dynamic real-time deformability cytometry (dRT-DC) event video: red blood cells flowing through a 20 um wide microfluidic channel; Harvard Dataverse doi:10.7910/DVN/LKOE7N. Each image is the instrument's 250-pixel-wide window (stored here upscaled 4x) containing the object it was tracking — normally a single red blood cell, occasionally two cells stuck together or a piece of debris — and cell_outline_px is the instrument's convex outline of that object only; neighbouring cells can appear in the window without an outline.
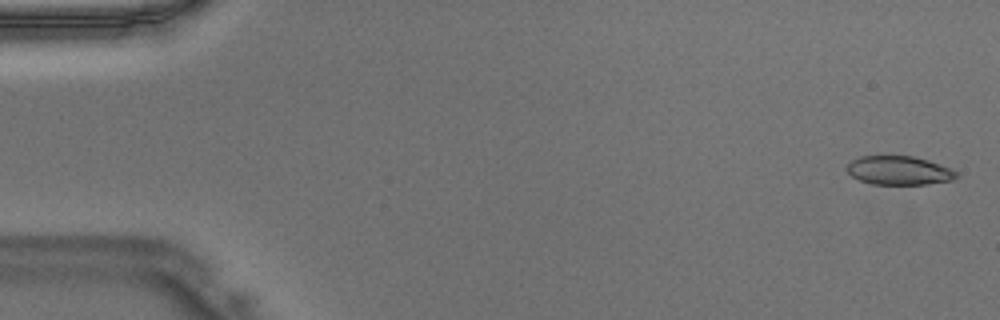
{"species": "Egyptian fruit bat (a non-hibernating species)", "species_latin": "Rousettus aegyptiacus", "temperature_condition": "warm", "stored_images_in_passage": 46, "camera_frame_rate_fps": 3000, "um_per_image_px": 0.085, "animal": {"sex": "male"}, "frame": {"image": 1, "passage_image": 1, "time_ms": 0.0, "image_size_px": [1000, 320], "cell_outline_px": [[960, 176], [952, 180], [928, 184], [872, 184], [860, 180], [852, 176], [844, 168], [852, 160], [860, 156], [912, 156], [928, 160], [948, 168], [956, 172]], "centroid_in_image_um": [76.39, 14.49], "position_along_channel_um": 8.6, "area_um2": 18.26}}
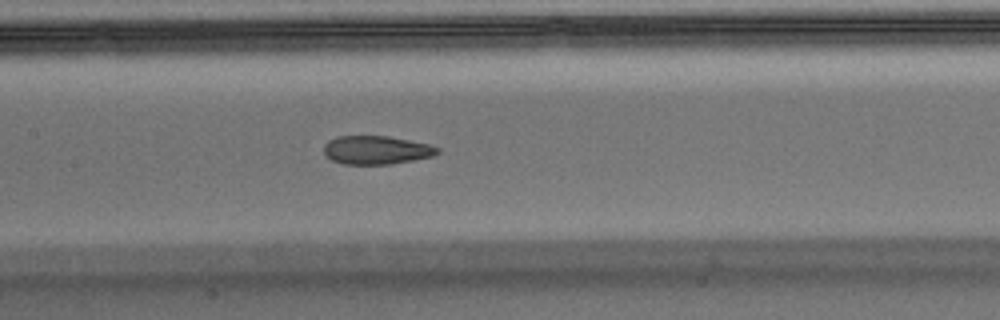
{"frame": {"image": 2, "passage_image": 22, "time_ms": 7.0, "image_size_px": [1000, 320], "cell_outline_px": [[440, 152], [432, 156], [392, 164], [344, 164], [332, 160], [324, 156], [324, 144], [328, 140], [336, 136], [388, 136], [428, 144], [440, 148]], "centroid_in_image_um": [31.96, 12.75], "position_along_channel_um": 175.4, "area_um2": 18.9}}
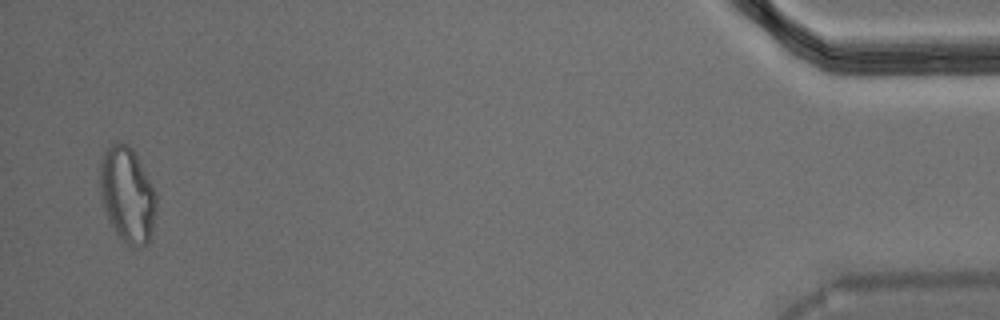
{"frame": {"image": 3, "passage_image": 45, "time_ms": 14.667, "image_size_px": [1000, 320], "cell_outline_px": [[156, 212], [152, 232], [148, 244], [140, 248], [132, 248], [124, 244], [120, 240], [112, 228], [108, 220], [104, 208], [100, 192], [100, 160], [104, 152], [112, 140], [116, 140], [132, 148], [136, 152], [156, 192]], "centroid_in_image_um": [10.83, 16.58], "position_along_channel_um": 424.4, "area_um2": 32.19}}